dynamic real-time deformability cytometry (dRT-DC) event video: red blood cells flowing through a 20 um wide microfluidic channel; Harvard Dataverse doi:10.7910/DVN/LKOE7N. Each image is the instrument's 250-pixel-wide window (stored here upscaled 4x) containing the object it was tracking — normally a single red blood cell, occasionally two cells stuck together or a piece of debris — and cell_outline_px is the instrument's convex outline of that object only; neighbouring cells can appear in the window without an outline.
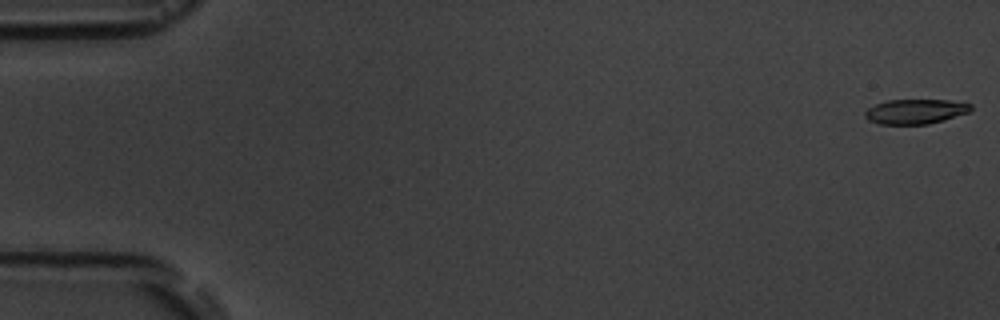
{"species": "common noctule bat (a hibernating species)", "species_latin": "Nyctalus noctula", "temperature_condition": "room temperature", "stored_images_in_passage": 9, "camera_frame_rate_fps": 3000, "um_per_image_px": 0.085, "animal": {"sex": "male", "body_mass_g": 19.5, "forearm_length_mm": 54.6}, "frame": {"image": 1, "passage_image": 1, "time_ms": 0.0, "image_size_px": [1000, 320], "cell_outline_px": [[972, 108], [968, 112], [944, 120], [928, 124], [880, 124], [868, 120], [864, 116], [864, 112], [868, 108], [876, 104], [888, 100], [948, 100], [972, 104]], "centroid_in_image_um": [77.79, 9.48], "position_along_channel_um": 7.2, "area_um2": 15.2}}
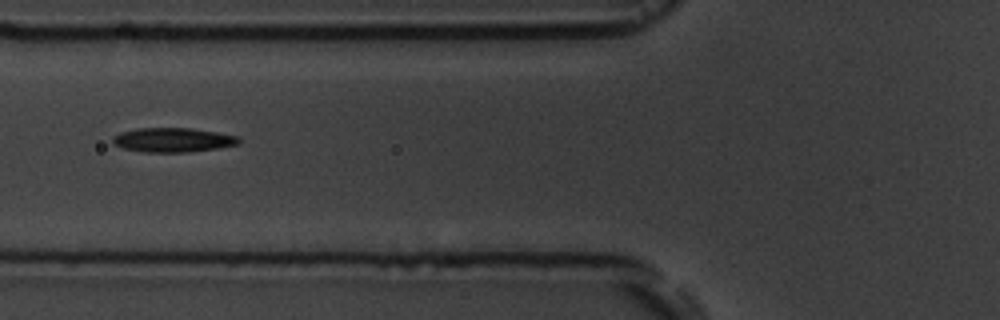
{"frame": {"image": 2, "passage_image": 7, "time_ms": 7.0, "image_size_px": [1000, 320], "cell_outline_px": [[240, 144], [216, 148], [188, 152], [144, 152], [124, 148], [112, 144], [112, 136], [120, 132], [136, 128], [192, 128], [240, 136]], "centroid_in_image_um": [14.68, 11.89], "position_along_channel_um": 111.1, "area_um2": 17.98}}
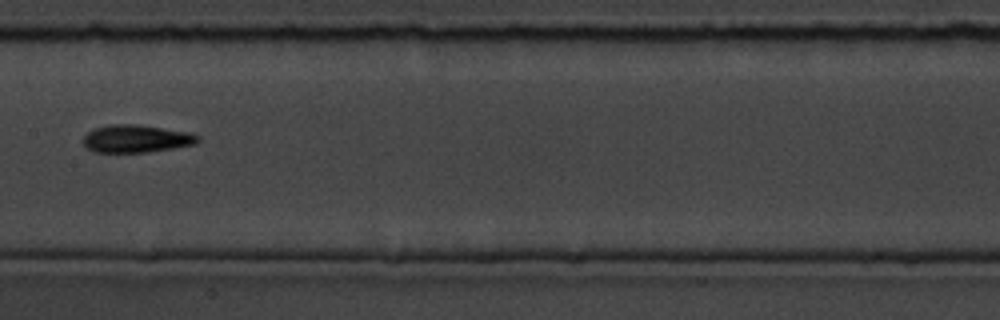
{"frame": {"image": 3, "passage_image": 9, "time_ms": 9.333, "image_size_px": [1000, 320], "cell_outline_px": [[200, 140], [196, 144], [148, 152], [96, 152], [88, 148], [84, 144], [84, 136], [88, 132], [96, 128], [108, 124], [136, 124], [192, 132], [200, 136]], "centroid_in_image_um": [11.64, 11.78], "position_along_channel_um": 195.8, "area_um2": 18.5}}